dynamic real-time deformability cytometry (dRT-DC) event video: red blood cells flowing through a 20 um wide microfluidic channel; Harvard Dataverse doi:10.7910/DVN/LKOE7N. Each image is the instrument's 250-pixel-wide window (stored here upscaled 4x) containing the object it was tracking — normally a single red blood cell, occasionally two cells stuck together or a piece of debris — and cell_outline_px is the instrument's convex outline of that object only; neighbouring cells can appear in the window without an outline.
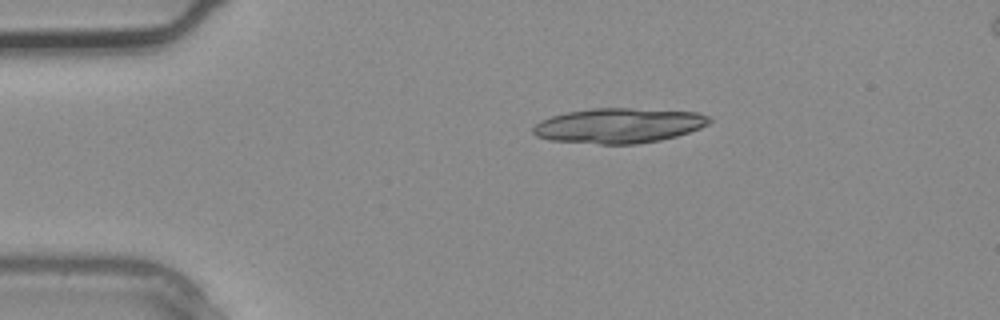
{"species": "common noctule bat (a hibernating species)", "species_latin": "Nyctalus noctula", "temperature_condition": "warm", "stored_images_in_passage": 2, "camera_frame_rate_fps": 3000, "um_per_image_px": 0.085, "animal": {"sex": "male", "body_mass_g": 20.4}, "frame": {"image": 1, "passage_image": 1, "time_ms": 0.0, "image_size_px": [1000, 320], "cell_outline_px": [[712, 120], [708, 124], [700, 128], [676, 136], [660, 140], [636, 144], [600, 144], [548, 140], [536, 136], [532, 132], [532, 128], [540, 120], [552, 116], [568, 112], [592, 108], [628, 108], [696, 112], [708, 116]], "centroid_in_image_um": [52.57, 10.68], "position_along_channel_um": 32.4, "area_um2": 35.84}}